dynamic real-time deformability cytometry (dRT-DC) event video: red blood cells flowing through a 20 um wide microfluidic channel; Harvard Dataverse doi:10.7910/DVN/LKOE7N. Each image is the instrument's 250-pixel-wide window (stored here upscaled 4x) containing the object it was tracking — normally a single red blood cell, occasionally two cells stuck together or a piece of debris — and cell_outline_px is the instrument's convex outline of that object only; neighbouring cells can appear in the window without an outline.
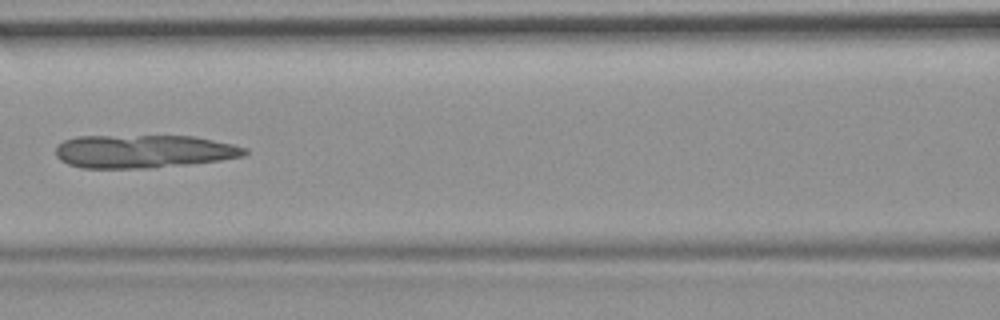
{"species": "common noctule bat (a hibernating species)", "species_latin": "Nyctalus noctula", "temperature_condition": "room temperature", "stored_images_in_passage": 7, "camera_frame_rate_fps": 3000, "um_per_image_px": 0.085, "animal": {"sex": "female", "body_mass_g": 19.9}, "frame": {"image": 1, "passage_image": 7, "time_ms": 2.0, "image_size_px": [1000, 320], "cell_outline_px": [[248, 152], [244, 156], [220, 160], [188, 164], [148, 168], [80, 168], [68, 164], [60, 160], [56, 156], [56, 148], [64, 140], [76, 136], [196, 136], [232, 144], [248, 148]], "centroid_in_image_um": [12.2, 12.86], "position_along_channel_um": 154.4, "area_um2": 36.65}}